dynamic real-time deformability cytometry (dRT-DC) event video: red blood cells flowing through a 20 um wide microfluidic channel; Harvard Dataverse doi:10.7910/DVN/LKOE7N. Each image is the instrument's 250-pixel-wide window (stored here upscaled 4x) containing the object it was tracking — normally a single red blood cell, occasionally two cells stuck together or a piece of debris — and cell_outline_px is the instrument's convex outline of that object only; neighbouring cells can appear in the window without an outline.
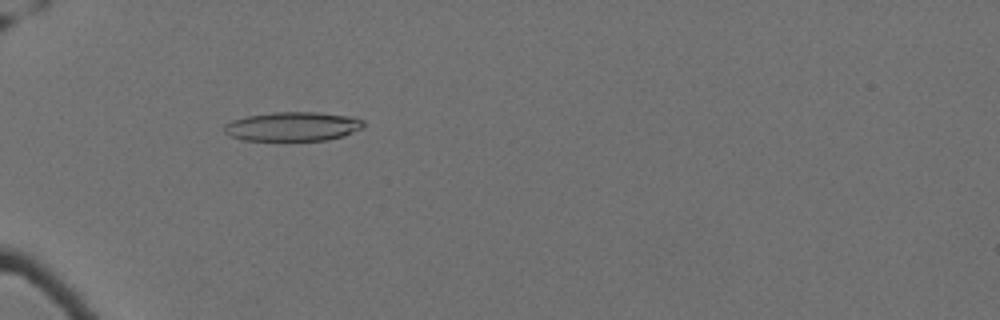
{"species": "Egyptian fruit bat (a non-hibernating species)", "species_latin": "Rousettus aegyptiacus", "temperature_condition": "cold", "stored_images_in_passage": 2, "camera_frame_rate_fps": 3000, "um_per_image_px": 0.085, "animal": {"sex": "female"}, "frame": {"image": 1, "passage_image": 1, "time_ms": 0.0, "image_size_px": [1000, 320], "cell_outline_px": [[364, 128], [344, 136], [328, 140], [244, 140], [228, 136], [224, 132], [224, 124], [232, 120], [248, 116], [272, 112], [316, 112], [356, 116], [364, 120]], "centroid_in_image_um": [24.93, 10.74], "position_along_channel_um": 60.1, "area_um2": 23.99}}